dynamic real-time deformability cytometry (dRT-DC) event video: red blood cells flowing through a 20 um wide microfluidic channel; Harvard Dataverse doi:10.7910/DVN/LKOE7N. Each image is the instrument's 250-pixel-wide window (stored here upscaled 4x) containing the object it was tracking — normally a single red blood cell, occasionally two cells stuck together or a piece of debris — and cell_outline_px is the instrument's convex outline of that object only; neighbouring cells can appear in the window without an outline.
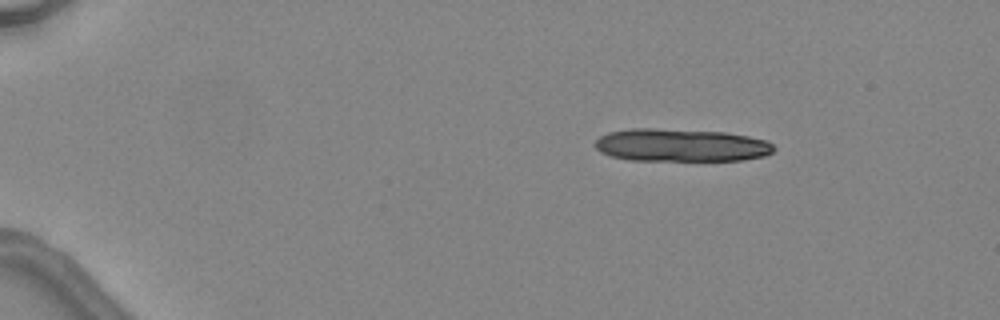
{"species": "common noctule bat (a hibernating species)", "species_latin": "Nyctalus noctula", "temperature_condition": "warm", "stored_images_in_passage": 8, "camera_frame_rate_fps": 3000, "um_per_image_px": 0.085, "animal": {"sex": "female", "body_mass_g": 24.6, "forearm_length_mm": 56.2}, "frame": {"image": 1, "passage_image": 2, "time_ms": 1.333, "image_size_px": [1000, 320], "cell_outline_px": [[776, 148], [772, 152], [764, 156], [744, 160], [628, 160], [612, 156], [600, 152], [592, 144], [600, 136], [608, 132], [628, 128], [652, 128], [728, 132], [768, 140]], "centroid_in_image_um": [57.88, 12.33], "position_along_channel_um": 27.1, "area_um2": 34.51}}